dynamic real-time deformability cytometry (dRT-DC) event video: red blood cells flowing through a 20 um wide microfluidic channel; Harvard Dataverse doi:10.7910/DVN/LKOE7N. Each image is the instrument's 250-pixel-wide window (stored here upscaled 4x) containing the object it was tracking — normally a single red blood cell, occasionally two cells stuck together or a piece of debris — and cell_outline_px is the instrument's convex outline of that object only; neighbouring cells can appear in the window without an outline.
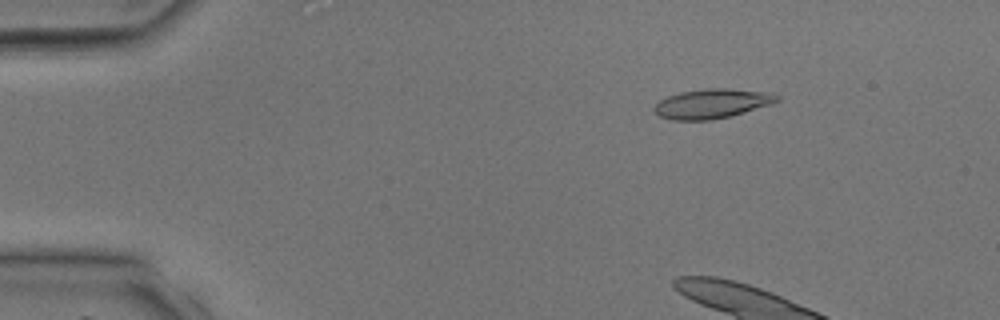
{"species": "common noctule bat (a hibernating species)", "species_latin": "Nyctalus noctula", "temperature_condition": "room temperature", "stored_images_in_passage": 10, "camera_frame_rate_fps": 3000, "um_per_image_px": 0.085, "animal": {"sex": "male", "body_mass_g": 17.9, "forearm_length_mm": 54.2}, "frame": {"image": 1, "passage_image": 6, "time_ms": 1.667, "image_size_px": [1000, 320], "cell_outline_px": [[780, 100], [772, 104], [732, 116], [712, 120], [672, 120], [660, 116], [652, 108], [660, 100], [668, 96], [680, 92], [708, 88], [724, 88], [776, 92], [780, 96]], "centroid_in_image_um": [60.59, 8.8], "position_along_channel_um": 24.4, "area_um2": 21.39}}